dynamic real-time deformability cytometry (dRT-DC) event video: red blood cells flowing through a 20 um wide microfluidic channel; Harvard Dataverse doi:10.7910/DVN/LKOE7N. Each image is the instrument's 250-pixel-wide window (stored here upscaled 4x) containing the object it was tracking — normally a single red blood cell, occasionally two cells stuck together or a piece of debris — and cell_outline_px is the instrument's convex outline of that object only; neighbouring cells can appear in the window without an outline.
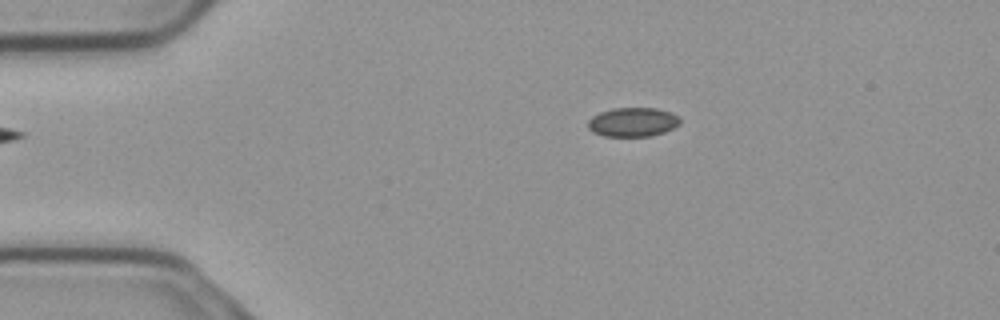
{"species": "common noctule bat (a hibernating species)", "species_latin": "Nyctalus noctula", "temperature_condition": "cold", "stored_images_in_passage": 46, "camera_frame_rate_fps": 3000, "um_per_image_px": 0.085, "animal": {"sex": "male", "body_mass_g": 23.1, "forearm_length_mm": 52.7}, "frame": {"image": 1, "passage_image": 1, "time_ms": 0.0, "image_size_px": [1000, 320], "cell_outline_px": [[680, 124], [664, 132], [652, 136], [604, 136], [592, 132], [588, 128], [588, 120], [592, 116], [600, 112], [612, 108], [656, 108], [672, 112], [680, 120]], "centroid_in_image_um": [53.77, 10.37], "position_along_channel_um": 31.2, "area_um2": 15.66}}
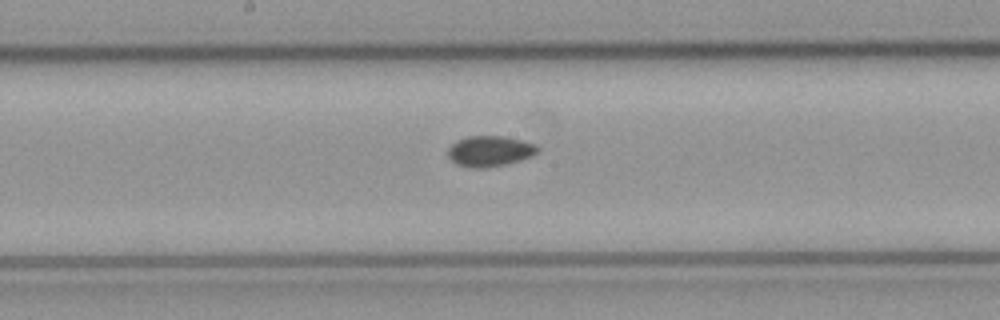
{"frame": {"image": 2, "passage_image": 19, "time_ms": 6.0, "image_size_px": [1000, 320], "cell_outline_px": [[540, 148], [532, 156], [520, 160], [488, 168], [472, 168], [456, 164], [448, 156], [448, 148], [456, 140], [468, 136], [504, 136], [536, 144]], "centroid_in_image_um": [41.62, 12.84], "position_along_channel_um": 206.6, "area_um2": 16.01}}
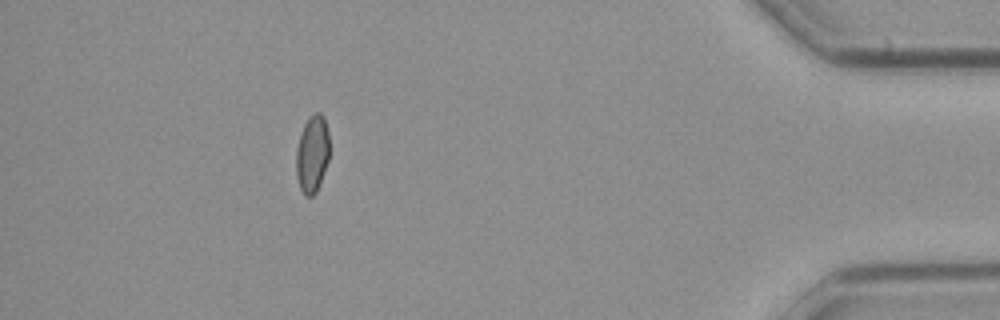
{"frame": {"image": 3, "passage_image": 40, "time_ms": 13.0, "image_size_px": [1000, 320], "cell_outline_px": [[328, 160], [324, 172], [316, 192], [312, 196], [304, 196], [300, 188], [296, 176], [296, 148], [304, 124], [308, 116], [316, 112], [320, 112], [324, 116], [328, 132]], "centroid_in_image_um": [26.53, 13.07], "position_along_channel_um": 408.7, "area_um2": 15.03}}